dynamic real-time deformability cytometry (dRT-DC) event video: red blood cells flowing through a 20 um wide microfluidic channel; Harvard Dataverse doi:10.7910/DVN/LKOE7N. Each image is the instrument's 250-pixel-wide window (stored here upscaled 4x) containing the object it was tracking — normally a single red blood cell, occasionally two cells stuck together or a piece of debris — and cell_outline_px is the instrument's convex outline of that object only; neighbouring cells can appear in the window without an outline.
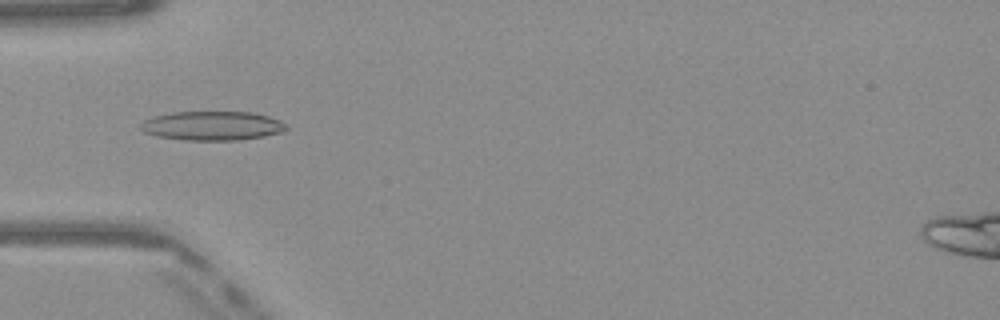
{"species": "Egyptian fruit bat (a non-hibernating species)", "species_latin": "Rousettus aegyptiacus", "temperature_condition": "warm", "stored_images_in_passage": 34, "camera_frame_rate_fps": 3000, "um_per_image_px": 0.085, "frame": {"image": 1, "passage_image": 1, "time_ms": 0.0, "image_size_px": [1000, 320], "cell_outline_px": [[288, 128], [280, 132], [264, 136], [236, 140], [184, 140], [156, 136], [144, 132], [140, 128], [140, 124], [144, 120], [156, 116], [172, 112], [252, 112], [268, 116], [280, 120]], "centroid_in_image_um": [18.02, 10.69], "position_along_channel_um": 67.0, "area_um2": 24.57}}
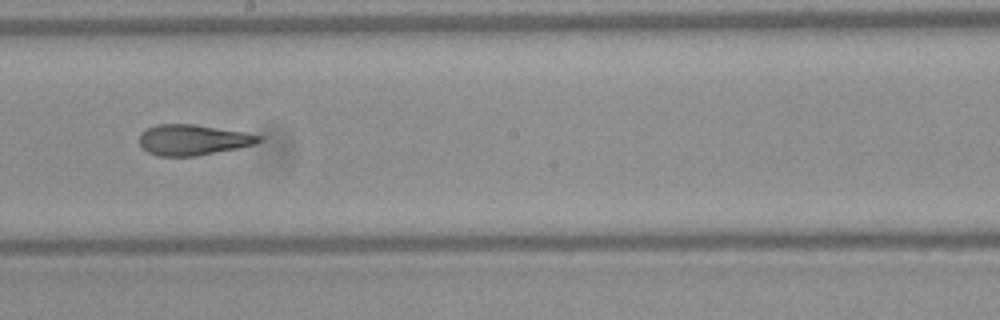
{"frame": {"image": 2, "passage_image": 13, "time_ms": 4.0, "image_size_px": [1000, 320], "cell_outline_px": [[260, 140], [256, 144], [196, 156], [160, 156], [148, 152], [140, 144], [140, 132], [156, 124], [196, 124], [244, 132], [260, 136]], "centroid_in_image_um": [16.37, 11.88], "position_along_channel_um": 231.8, "area_um2": 21.1}}
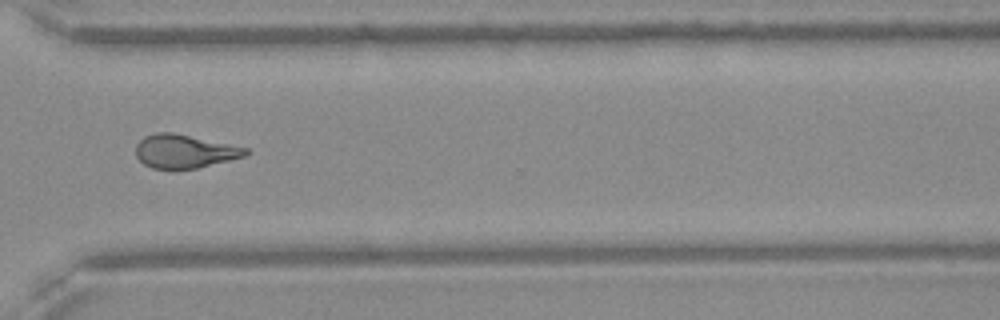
{"frame": {"image": 3, "passage_image": 22, "time_ms": 7.0, "image_size_px": [1000, 320], "cell_outline_px": [[252, 152], [244, 156], [196, 168], [152, 168], [144, 164], [136, 156], [136, 144], [144, 136], [156, 132], [172, 132], [248, 148]], "centroid_in_image_um": [15.66, 12.84], "position_along_channel_um": 354.9, "area_um2": 21.15}, "authors_computed_cell_mechanics": {"area_um2": 21.7906, "velocity_mm_per_s": 4.1014, "shape_relaxation_time_tau1_ms": null, "shape_relaxation_time_tau2_ms": 2.4153, "deformation_change_tau1": null, "deformation_change_tau2": 0.1112}}